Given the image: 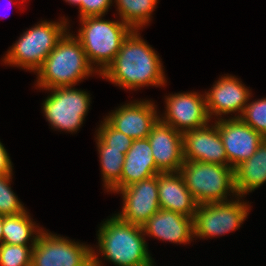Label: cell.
<instances>
[{
  "instance_id": "obj_8",
  "label": "cell",
  "mask_w": 266,
  "mask_h": 266,
  "mask_svg": "<svg viewBox=\"0 0 266 266\" xmlns=\"http://www.w3.org/2000/svg\"><path fill=\"white\" fill-rule=\"evenodd\" d=\"M52 94L43 103L46 119L51 127L77 132L90 106V95L72 86L48 89Z\"/></svg>"
},
{
  "instance_id": "obj_15",
  "label": "cell",
  "mask_w": 266,
  "mask_h": 266,
  "mask_svg": "<svg viewBox=\"0 0 266 266\" xmlns=\"http://www.w3.org/2000/svg\"><path fill=\"white\" fill-rule=\"evenodd\" d=\"M147 138L156 168L160 172L179 171L184 163L182 133L159 119Z\"/></svg>"
},
{
  "instance_id": "obj_22",
  "label": "cell",
  "mask_w": 266,
  "mask_h": 266,
  "mask_svg": "<svg viewBox=\"0 0 266 266\" xmlns=\"http://www.w3.org/2000/svg\"><path fill=\"white\" fill-rule=\"evenodd\" d=\"M97 146L100 154V163L104 186L109 191L118 193L123 169L125 154L121 150L110 149L98 136Z\"/></svg>"
},
{
  "instance_id": "obj_6",
  "label": "cell",
  "mask_w": 266,
  "mask_h": 266,
  "mask_svg": "<svg viewBox=\"0 0 266 266\" xmlns=\"http://www.w3.org/2000/svg\"><path fill=\"white\" fill-rule=\"evenodd\" d=\"M64 20L60 23L42 21L24 32L6 54L4 63L37 71L65 34L67 20Z\"/></svg>"
},
{
  "instance_id": "obj_4",
  "label": "cell",
  "mask_w": 266,
  "mask_h": 266,
  "mask_svg": "<svg viewBox=\"0 0 266 266\" xmlns=\"http://www.w3.org/2000/svg\"><path fill=\"white\" fill-rule=\"evenodd\" d=\"M82 28L77 38L89 63L99 65V74L114 60L123 40L132 29L122 21L102 20L101 16L80 18Z\"/></svg>"
},
{
  "instance_id": "obj_3",
  "label": "cell",
  "mask_w": 266,
  "mask_h": 266,
  "mask_svg": "<svg viewBox=\"0 0 266 266\" xmlns=\"http://www.w3.org/2000/svg\"><path fill=\"white\" fill-rule=\"evenodd\" d=\"M98 232V250L116 266L153 265L142 226L115 215L107 219Z\"/></svg>"
},
{
  "instance_id": "obj_7",
  "label": "cell",
  "mask_w": 266,
  "mask_h": 266,
  "mask_svg": "<svg viewBox=\"0 0 266 266\" xmlns=\"http://www.w3.org/2000/svg\"><path fill=\"white\" fill-rule=\"evenodd\" d=\"M31 266H101L93 248L43 230L32 248Z\"/></svg>"
},
{
  "instance_id": "obj_2",
  "label": "cell",
  "mask_w": 266,
  "mask_h": 266,
  "mask_svg": "<svg viewBox=\"0 0 266 266\" xmlns=\"http://www.w3.org/2000/svg\"><path fill=\"white\" fill-rule=\"evenodd\" d=\"M94 71L79 39L66 31L36 71L37 86L45 90L74 86Z\"/></svg>"
},
{
  "instance_id": "obj_29",
  "label": "cell",
  "mask_w": 266,
  "mask_h": 266,
  "mask_svg": "<svg viewBox=\"0 0 266 266\" xmlns=\"http://www.w3.org/2000/svg\"><path fill=\"white\" fill-rule=\"evenodd\" d=\"M3 174H12V163L10 156H8L6 149L0 142V175Z\"/></svg>"
},
{
  "instance_id": "obj_28",
  "label": "cell",
  "mask_w": 266,
  "mask_h": 266,
  "mask_svg": "<svg viewBox=\"0 0 266 266\" xmlns=\"http://www.w3.org/2000/svg\"><path fill=\"white\" fill-rule=\"evenodd\" d=\"M79 6L80 18L104 16L112 4V0H65ZM104 14V15H103Z\"/></svg>"
},
{
  "instance_id": "obj_16",
  "label": "cell",
  "mask_w": 266,
  "mask_h": 266,
  "mask_svg": "<svg viewBox=\"0 0 266 266\" xmlns=\"http://www.w3.org/2000/svg\"><path fill=\"white\" fill-rule=\"evenodd\" d=\"M250 96V91L238 78L228 75L221 77L210 92L205 93L209 118L212 115L221 116L237 111L241 112V116Z\"/></svg>"
},
{
  "instance_id": "obj_9",
  "label": "cell",
  "mask_w": 266,
  "mask_h": 266,
  "mask_svg": "<svg viewBox=\"0 0 266 266\" xmlns=\"http://www.w3.org/2000/svg\"><path fill=\"white\" fill-rule=\"evenodd\" d=\"M239 197L238 201L199 204L194 216V237H215L239 229L250 210Z\"/></svg>"
},
{
  "instance_id": "obj_11",
  "label": "cell",
  "mask_w": 266,
  "mask_h": 266,
  "mask_svg": "<svg viewBox=\"0 0 266 266\" xmlns=\"http://www.w3.org/2000/svg\"><path fill=\"white\" fill-rule=\"evenodd\" d=\"M228 159V166L235 168L249 159L264 138L240 118H220L215 122Z\"/></svg>"
},
{
  "instance_id": "obj_24",
  "label": "cell",
  "mask_w": 266,
  "mask_h": 266,
  "mask_svg": "<svg viewBox=\"0 0 266 266\" xmlns=\"http://www.w3.org/2000/svg\"><path fill=\"white\" fill-rule=\"evenodd\" d=\"M234 118H240L266 139V98L247 104L241 116Z\"/></svg>"
},
{
  "instance_id": "obj_25",
  "label": "cell",
  "mask_w": 266,
  "mask_h": 266,
  "mask_svg": "<svg viewBox=\"0 0 266 266\" xmlns=\"http://www.w3.org/2000/svg\"><path fill=\"white\" fill-rule=\"evenodd\" d=\"M32 248L22 245H0V266H31Z\"/></svg>"
},
{
  "instance_id": "obj_13",
  "label": "cell",
  "mask_w": 266,
  "mask_h": 266,
  "mask_svg": "<svg viewBox=\"0 0 266 266\" xmlns=\"http://www.w3.org/2000/svg\"><path fill=\"white\" fill-rule=\"evenodd\" d=\"M153 104L148 100L125 104L112 112L105 120L114 129L133 140L145 139L160 119Z\"/></svg>"
},
{
  "instance_id": "obj_5",
  "label": "cell",
  "mask_w": 266,
  "mask_h": 266,
  "mask_svg": "<svg viewBox=\"0 0 266 266\" xmlns=\"http://www.w3.org/2000/svg\"><path fill=\"white\" fill-rule=\"evenodd\" d=\"M179 172L198 204L226 202L228 192L237 195L234 169L228 165L184 160Z\"/></svg>"
},
{
  "instance_id": "obj_30",
  "label": "cell",
  "mask_w": 266,
  "mask_h": 266,
  "mask_svg": "<svg viewBox=\"0 0 266 266\" xmlns=\"http://www.w3.org/2000/svg\"><path fill=\"white\" fill-rule=\"evenodd\" d=\"M5 215L0 214V245L3 243V225H4Z\"/></svg>"
},
{
  "instance_id": "obj_10",
  "label": "cell",
  "mask_w": 266,
  "mask_h": 266,
  "mask_svg": "<svg viewBox=\"0 0 266 266\" xmlns=\"http://www.w3.org/2000/svg\"><path fill=\"white\" fill-rule=\"evenodd\" d=\"M166 107V116L160 120L181 133L204 127L210 120L204 94L188 92L170 95L166 98Z\"/></svg>"
},
{
  "instance_id": "obj_18",
  "label": "cell",
  "mask_w": 266,
  "mask_h": 266,
  "mask_svg": "<svg viewBox=\"0 0 266 266\" xmlns=\"http://www.w3.org/2000/svg\"><path fill=\"white\" fill-rule=\"evenodd\" d=\"M157 186L161 209L194 218L199 204L188 190L179 171L160 172L157 175Z\"/></svg>"
},
{
  "instance_id": "obj_27",
  "label": "cell",
  "mask_w": 266,
  "mask_h": 266,
  "mask_svg": "<svg viewBox=\"0 0 266 266\" xmlns=\"http://www.w3.org/2000/svg\"><path fill=\"white\" fill-rule=\"evenodd\" d=\"M97 136L109 146L110 149L121 150L124 154L127 153L133 141L129 136L114 129L105 119L98 129Z\"/></svg>"
},
{
  "instance_id": "obj_17",
  "label": "cell",
  "mask_w": 266,
  "mask_h": 266,
  "mask_svg": "<svg viewBox=\"0 0 266 266\" xmlns=\"http://www.w3.org/2000/svg\"><path fill=\"white\" fill-rule=\"evenodd\" d=\"M144 234L173 243H189L194 235V218L159 209L142 225Z\"/></svg>"
},
{
  "instance_id": "obj_12",
  "label": "cell",
  "mask_w": 266,
  "mask_h": 266,
  "mask_svg": "<svg viewBox=\"0 0 266 266\" xmlns=\"http://www.w3.org/2000/svg\"><path fill=\"white\" fill-rule=\"evenodd\" d=\"M123 196L122 212L118 215L123 221L142 226L159 209L157 175L130 184L120 189Z\"/></svg>"
},
{
  "instance_id": "obj_14",
  "label": "cell",
  "mask_w": 266,
  "mask_h": 266,
  "mask_svg": "<svg viewBox=\"0 0 266 266\" xmlns=\"http://www.w3.org/2000/svg\"><path fill=\"white\" fill-rule=\"evenodd\" d=\"M184 160L228 165L225 148L217 125L182 133Z\"/></svg>"
},
{
  "instance_id": "obj_23",
  "label": "cell",
  "mask_w": 266,
  "mask_h": 266,
  "mask_svg": "<svg viewBox=\"0 0 266 266\" xmlns=\"http://www.w3.org/2000/svg\"><path fill=\"white\" fill-rule=\"evenodd\" d=\"M122 22L138 30L151 19L157 0H115Z\"/></svg>"
},
{
  "instance_id": "obj_19",
  "label": "cell",
  "mask_w": 266,
  "mask_h": 266,
  "mask_svg": "<svg viewBox=\"0 0 266 266\" xmlns=\"http://www.w3.org/2000/svg\"><path fill=\"white\" fill-rule=\"evenodd\" d=\"M159 173L148 138L133 140L131 147L125 154L120 189Z\"/></svg>"
},
{
  "instance_id": "obj_1",
  "label": "cell",
  "mask_w": 266,
  "mask_h": 266,
  "mask_svg": "<svg viewBox=\"0 0 266 266\" xmlns=\"http://www.w3.org/2000/svg\"><path fill=\"white\" fill-rule=\"evenodd\" d=\"M139 36L138 30H132L123 40L114 60L100 75L124 89L165 85L159 56Z\"/></svg>"
},
{
  "instance_id": "obj_26",
  "label": "cell",
  "mask_w": 266,
  "mask_h": 266,
  "mask_svg": "<svg viewBox=\"0 0 266 266\" xmlns=\"http://www.w3.org/2000/svg\"><path fill=\"white\" fill-rule=\"evenodd\" d=\"M12 174L0 175V214L9 216L23 213L25 208L11 190L10 179Z\"/></svg>"
},
{
  "instance_id": "obj_20",
  "label": "cell",
  "mask_w": 266,
  "mask_h": 266,
  "mask_svg": "<svg viewBox=\"0 0 266 266\" xmlns=\"http://www.w3.org/2000/svg\"><path fill=\"white\" fill-rule=\"evenodd\" d=\"M237 196L243 197L266 182V139L256 152L234 168Z\"/></svg>"
},
{
  "instance_id": "obj_21",
  "label": "cell",
  "mask_w": 266,
  "mask_h": 266,
  "mask_svg": "<svg viewBox=\"0 0 266 266\" xmlns=\"http://www.w3.org/2000/svg\"><path fill=\"white\" fill-rule=\"evenodd\" d=\"M27 213L28 212L25 210L20 214L5 216L2 228L4 244L27 246V241L32 239L31 247L34 246L38 238L37 234H39L43 229H38L34 226V222ZM34 232L37 233L35 234ZM32 235L33 238H31Z\"/></svg>"
}]
</instances>
